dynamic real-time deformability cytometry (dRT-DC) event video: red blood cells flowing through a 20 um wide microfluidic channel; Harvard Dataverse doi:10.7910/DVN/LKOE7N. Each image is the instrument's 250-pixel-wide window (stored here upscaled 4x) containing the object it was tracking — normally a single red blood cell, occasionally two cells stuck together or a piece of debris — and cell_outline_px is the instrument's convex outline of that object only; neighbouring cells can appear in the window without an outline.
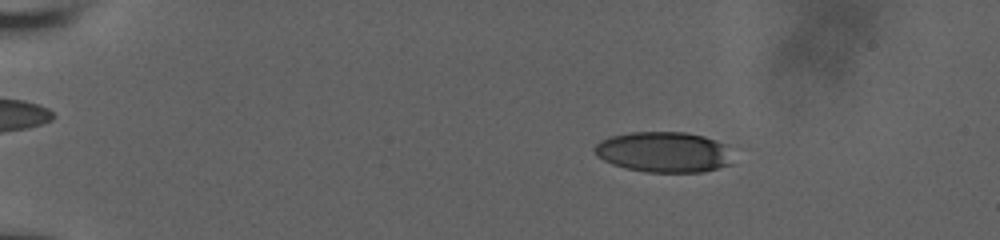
{"species": "human", "species_latin": "Homo sapiens", "temperature_condition": "room temperature", "stored_images_in_passage": 55, "camera_frame_rate_fps": 3000, "um_per_image_px": 0.085, "donor": {"sex": "male"}, "frame": {"image": 1, "passage_image": 10, "time_ms": 3.0, "image_size_px": [1000, 240], "cell_outline_px": [[732, 164], [704, 172], [648, 172], [628, 168], [612, 164], [596, 156], [596, 144], [600, 140], [612, 136], [632, 132], [684, 132], [704, 136], [728, 144]], "centroid_in_image_um": [56.47, 12.92], "position_along_channel_um": 28.5, "area_um2": 32.71}}
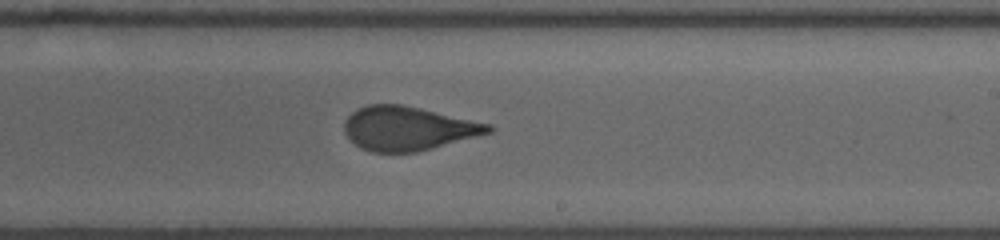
{"frame": {"image": 2, "passage_image": 35, "time_ms": 11.333, "image_size_px": [1000, 240], "cell_outline_px": [[496, 128], [492, 132], [416, 152], [372, 152], [360, 148], [344, 132], [344, 120], [356, 108], [368, 104], [400, 104], [420, 108], [492, 124]], "centroid_in_image_um": [34.67, 10.9], "position_along_channel_um": 254.3, "area_um2": 36.82}}
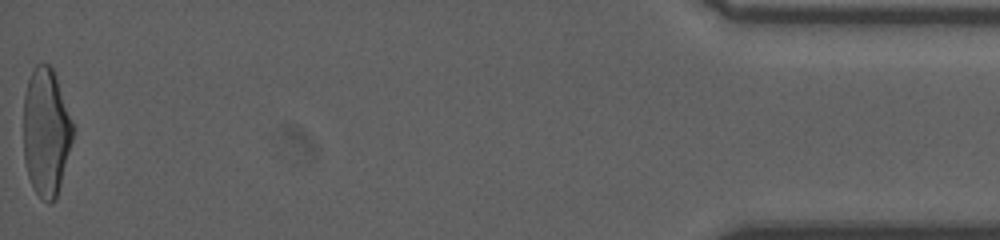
{"frame": {"image": 3, "passage_image": 55, "time_ms": 18.0, "image_size_px": [1000, 240], "cell_outline_px": [[72, 140], [56, 200], [48, 204], [40, 200], [28, 176], [24, 160], [24, 96], [28, 80], [32, 68], [36, 64], [48, 64], [52, 68], [56, 76], [72, 120]], "centroid_in_image_um": [3.9, 11.24], "position_along_channel_um": 431.3, "area_um2": 36.7}, "authors_computed_cell_mechanics": {"area_um2": 36.9342, "velocity_mm_per_s": 3.9386, "shape_relaxation_time_tau1_ms": 9.1227, "shape_relaxation_time_tau2_ms": 0.9251, "deformation_change_tau1": 0.2636, "deformation_change_tau2": 0.0954}}